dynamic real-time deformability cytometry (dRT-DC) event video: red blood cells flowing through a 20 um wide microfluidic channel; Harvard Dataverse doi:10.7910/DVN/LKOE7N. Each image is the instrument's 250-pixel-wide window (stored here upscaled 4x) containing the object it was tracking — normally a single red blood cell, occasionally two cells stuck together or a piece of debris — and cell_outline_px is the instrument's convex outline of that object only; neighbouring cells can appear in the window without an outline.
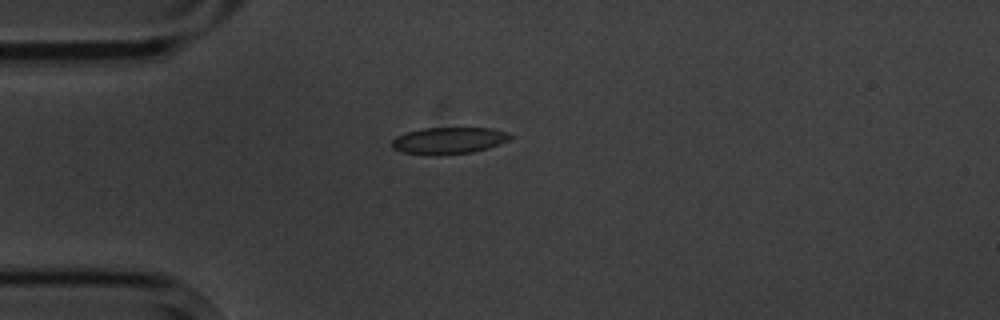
{"species": "common noctule bat (a hibernating species)", "species_latin": "Nyctalus noctula", "temperature_condition": "cold", "stored_images_in_passage": 3, "camera_frame_rate_fps": 3000, "um_per_image_px": 0.085, "animal": {"sex": "male", "body_mass_g": 20.1, "forearm_length_mm": 53.5}, "frame": {"image": 1, "passage_image": 1, "time_ms": 0.0, "image_size_px": [1000, 320], "cell_outline_px": [[512, 136], [508, 140], [500, 144], [488, 148], [472, 152], [404, 152], [392, 148], [388, 144], [396, 136], [420, 128], [492, 128], [508, 132]], "centroid_in_image_um": [38.17, 11.89], "position_along_channel_um": 46.8, "area_um2": 17.63}}
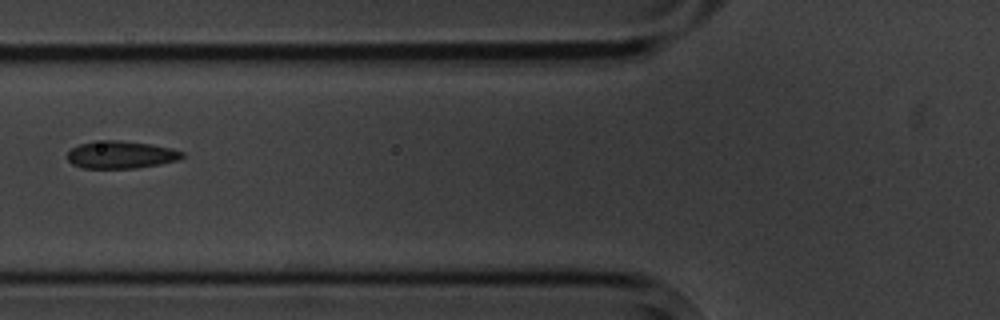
{"frame": {"image": 2, "passage_image": 3, "time_ms": 2.333, "image_size_px": [1000, 320], "cell_outline_px": [[184, 156], [180, 160], [160, 164], [136, 168], [84, 168], [72, 164], [68, 160], [68, 152], [72, 148], [80, 144], [104, 140], [120, 140], [152, 144], [172, 148], [184, 152]], "centroid_in_image_um": [10.32, 13.15], "position_along_channel_um": 115.5, "area_um2": 18.44}}